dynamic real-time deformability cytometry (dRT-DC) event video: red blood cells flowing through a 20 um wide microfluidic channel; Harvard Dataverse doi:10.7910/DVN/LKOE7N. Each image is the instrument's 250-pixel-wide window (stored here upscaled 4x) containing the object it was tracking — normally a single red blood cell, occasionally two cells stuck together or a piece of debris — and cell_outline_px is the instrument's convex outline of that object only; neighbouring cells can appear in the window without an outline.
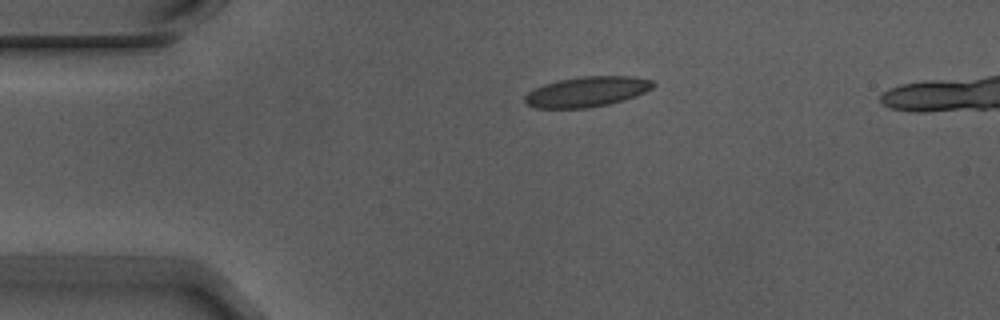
{"species": "Egyptian fruit bat (a non-hibernating species)", "species_latin": "Rousettus aegyptiacus", "temperature_condition": "warm", "stored_images_in_passage": 3, "camera_frame_rate_fps": 3000, "um_per_image_px": 0.085, "animal": {"sex": "male"}, "frame": {"image": 1, "passage_image": 1, "time_ms": 0.0, "image_size_px": [1000, 320], "cell_outline_px": [[656, 84], [652, 88], [636, 96], [624, 100], [608, 104], [588, 108], [536, 108], [528, 104], [524, 100], [524, 96], [528, 92], [544, 84], [560, 80], [584, 76], [632, 76], [652, 80]], "centroid_in_image_um": [49.91, 7.8], "position_along_channel_um": 35.1, "area_um2": 22.48}}